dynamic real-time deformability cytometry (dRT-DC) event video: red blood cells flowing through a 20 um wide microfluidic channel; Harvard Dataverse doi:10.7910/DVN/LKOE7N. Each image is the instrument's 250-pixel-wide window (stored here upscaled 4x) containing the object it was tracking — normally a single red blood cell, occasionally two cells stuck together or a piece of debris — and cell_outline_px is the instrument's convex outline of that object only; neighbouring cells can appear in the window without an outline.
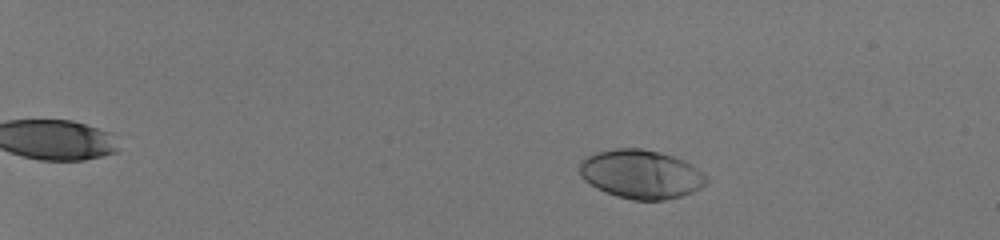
{"species": "human", "species_latin": "Homo sapiens", "temperature_condition": "room temperature", "stored_images_in_passage": 56, "camera_frame_rate_fps": 3000, "um_per_image_px": 0.085, "donor": {"sex": "male"}, "frame": {"image": 1, "passage_image": 13, "time_ms": 4.0, "image_size_px": [1000, 240], "cell_outline_px": [[708, 184], [692, 192], [680, 196], [664, 200], [632, 200], [616, 196], [596, 188], [584, 180], [580, 176], [580, 160], [596, 152], [612, 148], [640, 148], [660, 152], [684, 160], [692, 164], [708, 176]], "centroid_in_image_um": [54.5, 14.8], "position_along_channel_um": 30.5, "area_um2": 36.36}}
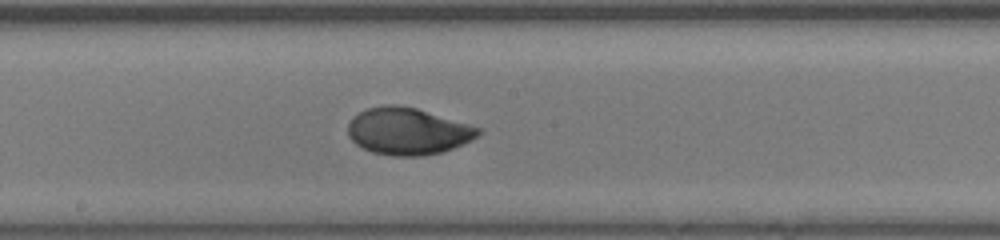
{"frame": {"image": 2, "passage_image": 37, "time_ms": 12.0, "image_size_px": [1000, 240], "cell_outline_px": [[480, 132], [476, 136], [452, 148], [440, 152], [420, 156], [392, 156], [372, 152], [356, 144], [348, 136], [348, 124], [352, 116], [368, 108], [384, 104], [396, 104], [416, 108], [468, 124], [480, 128]], "centroid_in_image_um": [34.59, 11.14], "position_along_channel_um": 213.6, "area_um2": 35.26}}
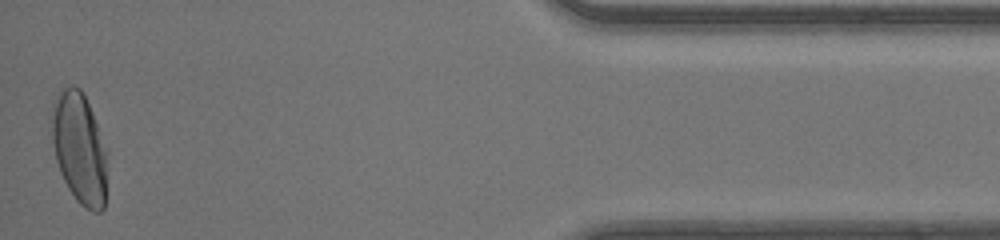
{"frame": {"image": 3, "passage_image": 56, "time_ms": 18.333, "image_size_px": [1000, 240], "cell_outline_px": [[108, 152], [104, 208], [100, 212], [92, 212], [84, 208], [76, 200], [68, 188], [60, 172], [56, 160], [48, 120], [52, 100], [64, 88], [80, 88], [88, 104], [108, 148]], "centroid_in_image_um": [6.74, 12.61], "position_along_channel_um": 428.5, "area_um2": 36.7}, "authors_computed_cell_mechanics": {"area_um2": 35.4603, "velocity_mm_per_s": 4.1899, "shape_relaxation_time_tau1_ms": 3.4425, "shape_relaxation_time_tau2_ms": null, "deformation_change_tau1": 0.1888, "deformation_change_tau2": null}}